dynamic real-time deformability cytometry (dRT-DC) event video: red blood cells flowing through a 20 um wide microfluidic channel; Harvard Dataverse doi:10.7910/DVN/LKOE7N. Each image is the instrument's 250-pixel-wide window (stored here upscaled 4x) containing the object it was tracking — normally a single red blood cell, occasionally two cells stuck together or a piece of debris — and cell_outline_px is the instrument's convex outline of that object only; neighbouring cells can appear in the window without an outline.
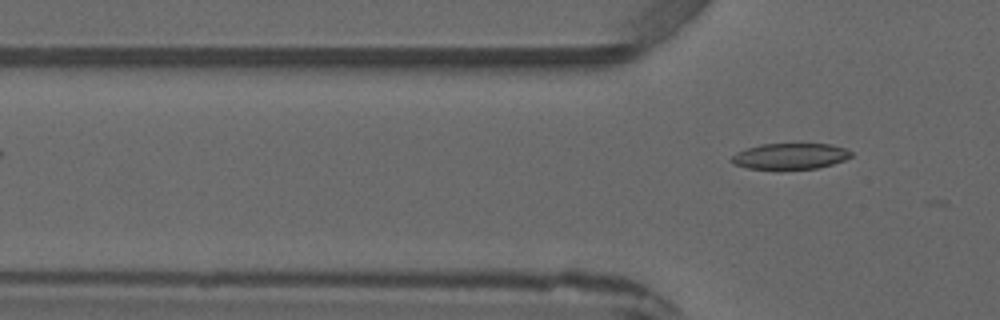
{"species": "common noctule bat (a hibernating species)", "species_latin": "Nyctalus noctula", "temperature_condition": "warm", "stored_images_in_passage": 3, "camera_frame_rate_fps": 3000, "um_per_image_px": 0.085, "animal": {"sex": "male", "forearm_length_mm": 52.5}, "frame": {"image": 1, "passage_image": 3, "time_ms": 2.333, "image_size_px": [1000, 320], "cell_outline_px": [[852, 156], [844, 160], [832, 164], [816, 168], [748, 168], [732, 164], [728, 160], [736, 152], [760, 144], [832, 144], [844, 148], [852, 152]], "centroid_in_image_um": [67.14, 13.26], "position_along_channel_um": 58.7, "area_um2": 17.86}}